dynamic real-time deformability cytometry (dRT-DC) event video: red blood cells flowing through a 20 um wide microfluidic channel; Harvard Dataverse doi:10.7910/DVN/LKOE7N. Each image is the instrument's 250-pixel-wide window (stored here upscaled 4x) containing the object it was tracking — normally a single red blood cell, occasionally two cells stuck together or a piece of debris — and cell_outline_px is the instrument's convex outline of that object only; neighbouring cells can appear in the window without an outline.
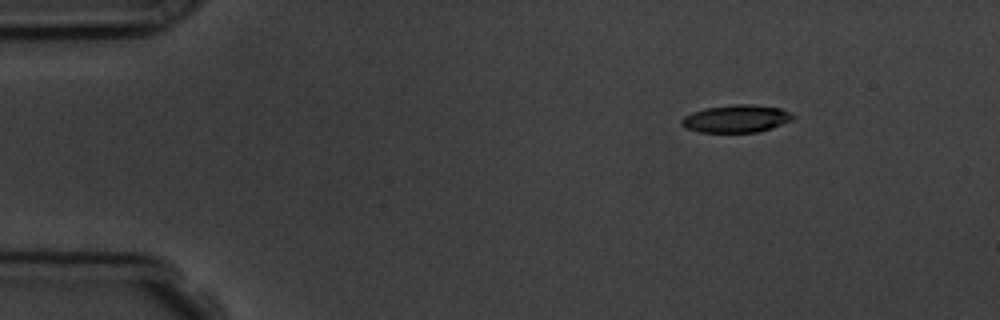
{"species": "common noctule bat (a hibernating species)", "species_latin": "Nyctalus noctula", "temperature_condition": "room temperature", "stored_images_in_passage": 3, "camera_frame_rate_fps": 3000, "um_per_image_px": 0.085, "animal": {"sex": "male", "body_mass_g": 19.5, "forearm_length_mm": 54.6}, "frame": {"image": 1, "passage_image": 1, "time_ms": 0.0, "image_size_px": [1000, 320], "cell_outline_px": [[796, 116], [792, 120], [756, 132], [700, 132], [688, 128], [680, 124], [680, 120], [684, 116], [692, 112], [704, 108], [732, 104], [752, 104], [780, 108]], "centroid_in_image_um": [62.54, 10.07], "position_along_channel_um": 22.5, "area_um2": 17.74}}